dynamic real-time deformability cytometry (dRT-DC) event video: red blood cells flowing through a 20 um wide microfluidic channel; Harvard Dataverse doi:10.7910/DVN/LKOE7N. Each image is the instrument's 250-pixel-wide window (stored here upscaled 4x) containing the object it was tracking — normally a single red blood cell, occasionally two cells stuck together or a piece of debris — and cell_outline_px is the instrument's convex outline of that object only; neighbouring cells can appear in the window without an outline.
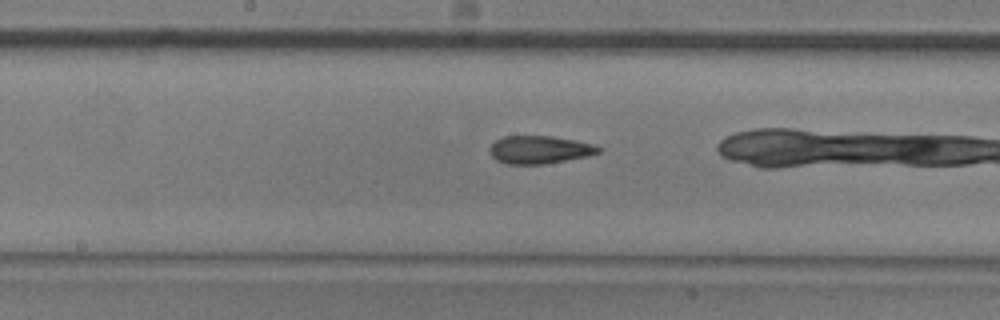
{"species": "common noctule bat (a hibernating species)", "species_latin": "Nyctalus noctula", "temperature_condition": "room temperature", "stored_images_in_passage": 26, "camera_frame_rate_fps": 3000, "um_per_image_px": 0.085, "animal": {"sex": "male", "body_mass_g": 20.5, "forearm_length_mm": 52.5}, "frame": {"image": 1, "passage_image": 12, "time_ms": 3.667, "image_size_px": [1000, 320], "cell_outline_px": [[604, 148], [600, 152], [588, 156], [544, 164], [508, 164], [496, 160], [492, 156], [492, 144], [496, 140], [504, 136], [552, 136], [596, 144]], "centroid_in_image_um": [45.93, 12.72], "position_along_channel_um": 202.3, "area_um2": 17.63}}
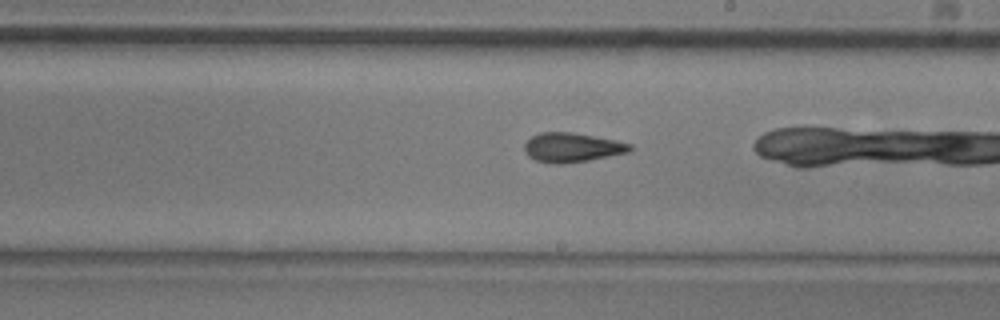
{"frame": {"image": 2, "passage_image": 15, "time_ms": 4.667, "image_size_px": [1000, 320], "cell_outline_px": [[632, 148], [628, 152], [588, 160], [564, 164], [552, 164], [536, 160], [528, 156], [524, 152], [524, 144], [532, 136], [540, 132], [572, 132], [616, 140], [632, 144]], "centroid_in_image_um": [48.59, 12.53], "position_along_channel_um": 240.4, "area_um2": 18.03}}
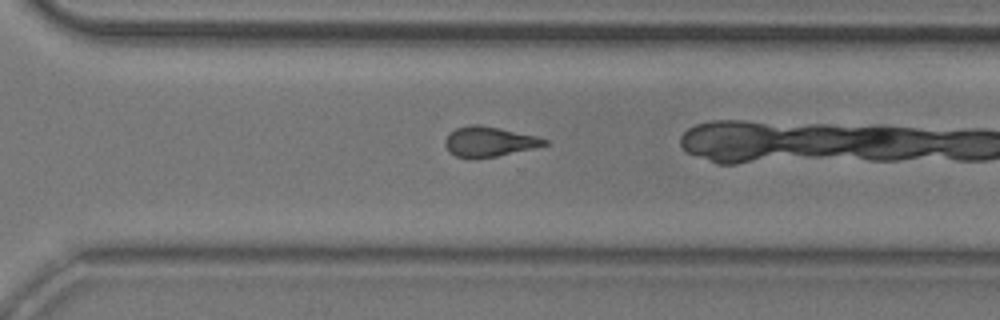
{"frame": {"image": 3, "passage_image": 22, "time_ms": 7.0, "image_size_px": [1000, 320], "cell_outline_px": [[548, 144], [532, 148], [496, 156], [476, 160], [456, 156], [448, 152], [444, 144], [444, 140], [456, 128], [468, 124], [480, 124], [500, 128], [536, 136], [548, 140]], "centroid_in_image_um": [41.52, 12.05], "position_along_channel_um": 329.1, "area_um2": 17.46}}